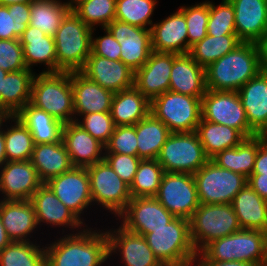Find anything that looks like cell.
<instances>
[{
  "label": "cell",
  "mask_w": 267,
  "mask_h": 266,
  "mask_svg": "<svg viewBox=\"0 0 267 266\" xmlns=\"http://www.w3.org/2000/svg\"><path fill=\"white\" fill-rule=\"evenodd\" d=\"M30 202L35 210L39 226L46 223L47 225L49 224L48 226L51 225L52 228L53 226L55 228L56 226H64L63 228H70V231L76 230L78 232L82 231V228H85V226H88L57 198L46 183H43L35 191Z\"/></svg>",
  "instance_id": "21"
},
{
  "label": "cell",
  "mask_w": 267,
  "mask_h": 266,
  "mask_svg": "<svg viewBox=\"0 0 267 266\" xmlns=\"http://www.w3.org/2000/svg\"><path fill=\"white\" fill-rule=\"evenodd\" d=\"M262 70L259 44L242 42L205 68L206 88L213 91H238Z\"/></svg>",
  "instance_id": "2"
},
{
  "label": "cell",
  "mask_w": 267,
  "mask_h": 266,
  "mask_svg": "<svg viewBox=\"0 0 267 266\" xmlns=\"http://www.w3.org/2000/svg\"><path fill=\"white\" fill-rule=\"evenodd\" d=\"M197 266H262L261 264H253L250 262L240 261H194ZM197 263V264H196Z\"/></svg>",
  "instance_id": "55"
},
{
  "label": "cell",
  "mask_w": 267,
  "mask_h": 266,
  "mask_svg": "<svg viewBox=\"0 0 267 266\" xmlns=\"http://www.w3.org/2000/svg\"><path fill=\"white\" fill-rule=\"evenodd\" d=\"M200 204H231L247 184V177L217 166L209 160L195 174Z\"/></svg>",
  "instance_id": "10"
},
{
  "label": "cell",
  "mask_w": 267,
  "mask_h": 266,
  "mask_svg": "<svg viewBox=\"0 0 267 266\" xmlns=\"http://www.w3.org/2000/svg\"><path fill=\"white\" fill-rule=\"evenodd\" d=\"M62 142L73 167L87 168L104 160L105 146L76 121L63 125Z\"/></svg>",
  "instance_id": "22"
},
{
  "label": "cell",
  "mask_w": 267,
  "mask_h": 266,
  "mask_svg": "<svg viewBox=\"0 0 267 266\" xmlns=\"http://www.w3.org/2000/svg\"><path fill=\"white\" fill-rule=\"evenodd\" d=\"M135 125L116 126L105 145L104 153H118L138 156Z\"/></svg>",
  "instance_id": "49"
},
{
  "label": "cell",
  "mask_w": 267,
  "mask_h": 266,
  "mask_svg": "<svg viewBox=\"0 0 267 266\" xmlns=\"http://www.w3.org/2000/svg\"><path fill=\"white\" fill-rule=\"evenodd\" d=\"M121 225L133 233L145 236L151 229L165 227L176 217L155 197L131 198L127 208L117 217Z\"/></svg>",
  "instance_id": "15"
},
{
  "label": "cell",
  "mask_w": 267,
  "mask_h": 266,
  "mask_svg": "<svg viewBox=\"0 0 267 266\" xmlns=\"http://www.w3.org/2000/svg\"><path fill=\"white\" fill-rule=\"evenodd\" d=\"M177 55L153 51L145 64L135 72L134 87L150 102L169 91L173 60Z\"/></svg>",
  "instance_id": "18"
},
{
  "label": "cell",
  "mask_w": 267,
  "mask_h": 266,
  "mask_svg": "<svg viewBox=\"0 0 267 266\" xmlns=\"http://www.w3.org/2000/svg\"><path fill=\"white\" fill-rule=\"evenodd\" d=\"M234 7L236 35L259 44L267 32V0H229Z\"/></svg>",
  "instance_id": "23"
},
{
  "label": "cell",
  "mask_w": 267,
  "mask_h": 266,
  "mask_svg": "<svg viewBox=\"0 0 267 266\" xmlns=\"http://www.w3.org/2000/svg\"><path fill=\"white\" fill-rule=\"evenodd\" d=\"M0 217V252L11 243Z\"/></svg>",
  "instance_id": "57"
},
{
  "label": "cell",
  "mask_w": 267,
  "mask_h": 266,
  "mask_svg": "<svg viewBox=\"0 0 267 266\" xmlns=\"http://www.w3.org/2000/svg\"><path fill=\"white\" fill-rule=\"evenodd\" d=\"M265 233L256 229H240L207 244L197 253L195 261H240L261 264Z\"/></svg>",
  "instance_id": "6"
},
{
  "label": "cell",
  "mask_w": 267,
  "mask_h": 266,
  "mask_svg": "<svg viewBox=\"0 0 267 266\" xmlns=\"http://www.w3.org/2000/svg\"><path fill=\"white\" fill-rule=\"evenodd\" d=\"M138 157L141 160L157 159L162 146L171 134L169 128L149 113L135 124Z\"/></svg>",
  "instance_id": "37"
},
{
  "label": "cell",
  "mask_w": 267,
  "mask_h": 266,
  "mask_svg": "<svg viewBox=\"0 0 267 266\" xmlns=\"http://www.w3.org/2000/svg\"><path fill=\"white\" fill-rule=\"evenodd\" d=\"M189 227L197 253L213 240L241 229L231 204H200L189 219Z\"/></svg>",
  "instance_id": "7"
},
{
  "label": "cell",
  "mask_w": 267,
  "mask_h": 266,
  "mask_svg": "<svg viewBox=\"0 0 267 266\" xmlns=\"http://www.w3.org/2000/svg\"><path fill=\"white\" fill-rule=\"evenodd\" d=\"M110 113L115 126L135 125L150 113V101L131 87L114 93Z\"/></svg>",
  "instance_id": "33"
},
{
  "label": "cell",
  "mask_w": 267,
  "mask_h": 266,
  "mask_svg": "<svg viewBox=\"0 0 267 266\" xmlns=\"http://www.w3.org/2000/svg\"><path fill=\"white\" fill-rule=\"evenodd\" d=\"M102 30L106 33L104 36L96 38L92 36L90 55H98L111 60H120L121 45L107 28H102Z\"/></svg>",
  "instance_id": "52"
},
{
  "label": "cell",
  "mask_w": 267,
  "mask_h": 266,
  "mask_svg": "<svg viewBox=\"0 0 267 266\" xmlns=\"http://www.w3.org/2000/svg\"><path fill=\"white\" fill-rule=\"evenodd\" d=\"M179 10L185 15L188 32V53L193 45L207 35L209 20V1L196 3L191 6H180Z\"/></svg>",
  "instance_id": "46"
},
{
  "label": "cell",
  "mask_w": 267,
  "mask_h": 266,
  "mask_svg": "<svg viewBox=\"0 0 267 266\" xmlns=\"http://www.w3.org/2000/svg\"><path fill=\"white\" fill-rule=\"evenodd\" d=\"M69 11L70 9L61 0H34L30 3L29 25L54 37Z\"/></svg>",
  "instance_id": "39"
},
{
  "label": "cell",
  "mask_w": 267,
  "mask_h": 266,
  "mask_svg": "<svg viewBox=\"0 0 267 266\" xmlns=\"http://www.w3.org/2000/svg\"><path fill=\"white\" fill-rule=\"evenodd\" d=\"M187 266H197V265H195V263H193V264H190V265H187Z\"/></svg>",
  "instance_id": "64"
},
{
  "label": "cell",
  "mask_w": 267,
  "mask_h": 266,
  "mask_svg": "<svg viewBox=\"0 0 267 266\" xmlns=\"http://www.w3.org/2000/svg\"><path fill=\"white\" fill-rule=\"evenodd\" d=\"M242 41L236 34L206 35L190 49L189 54L204 69L239 46Z\"/></svg>",
  "instance_id": "38"
},
{
  "label": "cell",
  "mask_w": 267,
  "mask_h": 266,
  "mask_svg": "<svg viewBox=\"0 0 267 266\" xmlns=\"http://www.w3.org/2000/svg\"><path fill=\"white\" fill-rule=\"evenodd\" d=\"M248 185L267 201V175L251 174L247 178Z\"/></svg>",
  "instance_id": "54"
},
{
  "label": "cell",
  "mask_w": 267,
  "mask_h": 266,
  "mask_svg": "<svg viewBox=\"0 0 267 266\" xmlns=\"http://www.w3.org/2000/svg\"><path fill=\"white\" fill-rule=\"evenodd\" d=\"M31 69L7 72L1 92V108L10 116L16 115L31 99L34 75Z\"/></svg>",
  "instance_id": "34"
},
{
  "label": "cell",
  "mask_w": 267,
  "mask_h": 266,
  "mask_svg": "<svg viewBox=\"0 0 267 266\" xmlns=\"http://www.w3.org/2000/svg\"><path fill=\"white\" fill-rule=\"evenodd\" d=\"M43 183L31 161H7L0 169V200H30Z\"/></svg>",
  "instance_id": "19"
},
{
  "label": "cell",
  "mask_w": 267,
  "mask_h": 266,
  "mask_svg": "<svg viewBox=\"0 0 267 266\" xmlns=\"http://www.w3.org/2000/svg\"><path fill=\"white\" fill-rule=\"evenodd\" d=\"M249 126L258 134L267 136V72L262 70L239 90Z\"/></svg>",
  "instance_id": "25"
},
{
  "label": "cell",
  "mask_w": 267,
  "mask_h": 266,
  "mask_svg": "<svg viewBox=\"0 0 267 266\" xmlns=\"http://www.w3.org/2000/svg\"><path fill=\"white\" fill-rule=\"evenodd\" d=\"M80 72L114 93L134 87L135 72L121 60L89 55Z\"/></svg>",
  "instance_id": "20"
},
{
  "label": "cell",
  "mask_w": 267,
  "mask_h": 266,
  "mask_svg": "<svg viewBox=\"0 0 267 266\" xmlns=\"http://www.w3.org/2000/svg\"><path fill=\"white\" fill-rule=\"evenodd\" d=\"M19 40L23 47L27 69L32 70L34 65L43 64L47 68L42 72H61L57 68L55 40L53 36L46 35L41 29L28 25Z\"/></svg>",
  "instance_id": "29"
},
{
  "label": "cell",
  "mask_w": 267,
  "mask_h": 266,
  "mask_svg": "<svg viewBox=\"0 0 267 266\" xmlns=\"http://www.w3.org/2000/svg\"><path fill=\"white\" fill-rule=\"evenodd\" d=\"M202 119L239 130L246 138L258 135L246 118L238 91L207 90L201 98Z\"/></svg>",
  "instance_id": "12"
},
{
  "label": "cell",
  "mask_w": 267,
  "mask_h": 266,
  "mask_svg": "<svg viewBox=\"0 0 267 266\" xmlns=\"http://www.w3.org/2000/svg\"><path fill=\"white\" fill-rule=\"evenodd\" d=\"M252 174L267 175V136L259 135V148Z\"/></svg>",
  "instance_id": "53"
},
{
  "label": "cell",
  "mask_w": 267,
  "mask_h": 266,
  "mask_svg": "<svg viewBox=\"0 0 267 266\" xmlns=\"http://www.w3.org/2000/svg\"><path fill=\"white\" fill-rule=\"evenodd\" d=\"M169 91L195 97L206 93L205 69L189 53L178 54L173 60Z\"/></svg>",
  "instance_id": "28"
},
{
  "label": "cell",
  "mask_w": 267,
  "mask_h": 266,
  "mask_svg": "<svg viewBox=\"0 0 267 266\" xmlns=\"http://www.w3.org/2000/svg\"><path fill=\"white\" fill-rule=\"evenodd\" d=\"M11 126L4 129L7 161H28L34 149V141L28 128L14 115L10 116Z\"/></svg>",
  "instance_id": "40"
},
{
  "label": "cell",
  "mask_w": 267,
  "mask_h": 266,
  "mask_svg": "<svg viewBox=\"0 0 267 266\" xmlns=\"http://www.w3.org/2000/svg\"><path fill=\"white\" fill-rule=\"evenodd\" d=\"M0 68L6 72L27 69L19 39H0Z\"/></svg>",
  "instance_id": "50"
},
{
  "label": "cell",
  "mask_w": 267,
  "mask_h": 266,
  "mask_svg": "<svg viewBox=\"0 0 267 266\" xmlns=\"http://www.w3.org/2000/svg\"><path fill=\"white\" fill-rule=\"evenodd\" d=\"M231 205L241 229L267 232V201L248 183L236 194Z\"/></svg>",
  "instance_id": "31"
},
{
  "label": "cell",
  "mask_w": 267,
  "mask_h": 266,
  "mask_svg": "<svg viewBox=\"0 0 267 266\" xmlns=\"http://www.w3.org/2000/svg\"><path fill=\"white\" fill-rule=\"evenodd\" d=\"M106 234L109 257L119 252L123 266H163L143 235L128 231L121 224L117 229H106Z\"/></svg>",
  "instance_id": "17"
},
{
  "label": "cell",
  "mask_w": 267,
  "mask_h": 266,
  "mask_svg": "<svg viewBox=\"0 0 267 266\" xmlns=\"http://www.w3.org/2000/svg\"><path fill=\"white\" fill-rule=\"evenodd\" d=\"M195 132L209 159L227 148L236 147L246 138L237 129L212 123L202 118Z\"/></svg>",
  "instance_id": "36"
},
{
  "label": "cell",
  "mask_w": 267,
  "mask_h": 266,
  "mask_svg": "<svg viewBox=\"0 0 267 266\" xmlns=\"http://www.w3.org/2000/svg\"><path fill=\"white\" fill-rule=\"evenodd\" d=\"M30 161L42 183L73 167L62 139L56 143L35 144Z\"/></svg>",
  "instance_id": "30"
},
{
  "label": "cell",
  "mask_w": 267,
  "mask_h": 266,
  "mask_svg": "<svg viewBox=\"0 0 267 266\" xmlns=\"http://www.w3.org/2000/svg\"><path fill=\"white\" fill-rule=\"evenodd\" d=\"M152 50L158 53H188L185 15L178 9L151 27Z\"/></svg>",
  "instance_id": "26"
},
{
  "label": "cell",
  "mask_w": 267,
  "mask_h": 266,
  "mask_svg": "<svg viewBox=\"0 0 267 266\" xmlns=\"http://www.w3.org/2000/svg\"><path fill=\"white\" fill-rule=\"evenodd\" d=\"M46 184L57 198L85 223L81 214L93 205L87 168L72 167Z\"/></svg>",
  "instance_id": "14"
},
{
  "label": "cell",
  "mask_w": 267,
  "mask_h": 266,
  "mask_svg": "<svg viewBox=\"0 0 267 266\" xmlns=\"http://www.w3.org/2000/svg\"><path fill=\"white\" fill-rule=\"evenodd\" d=\"M0 266H46L45 247L36 241L11 242L0 252Z\"/></svg>",
  "instance_id": "41"
},
{
  "label": "cell",
  "mask_w": 267,
  "mask_h": 266,
  "mask_svg": "<svg viewBox=\"0 0 267 266\" xmlns=\"http://www.w3.org/2000/svg\"><path fill=\"white\" fill-rule=\"evenodd\" d=\"M144 237L163 266H187L195 261L197 252L191 242L188 219L176 217Z\"/></svg>",
  "instance_id": "4"
},
{
  "label": "cell",
  "mask_w": 267,
  "mask_h": 266,
  "mask_svg": "<svg viewBox=\"0 0 267 266\" xmlns=\"http://www.w3.org/2000/svg\"><path fill=\"white\" fill-rule=\"evenodd\" d=\"M0 217L12 242H31L30 235L39 227L30 200H0Z\"/></svg>",
  "instance_id": "27"
},
{
  "label": "cell",
  "mask_w": 267,
  "mask_h": 266,
  "mask_svg": "<svg viewBox=\"0 0 267 266\" xmlns=\"http://www.w3.org/2000/svg\"><path fill=\"white\" fill-rule=\"evenodd\" d=\"M107 28L121 45L120 60L136 72L153 52L151 30L113 20Z\"/></svg>",
  "instance_id": "16"
},
{
  "label": "cell",
  "mask_w": 267,
  "mask_h": 266,
  "mask_svg": "<svg viewBox=\"0 0 267 266\" xmlns=\"http://www.w3.org/2000/svg\"><path fill=\"white\" fill-rule=\"evenodd\" d=\"M87 0H69L67 2H64L67 7L70 9V11H73L79 4Z\"/></svg>",
  "instance_id": "61"
},
{
  "label": "cell",
  "mask_w": 267,
  "mask_h": 266,
  "mask_svg": "<svg viewBox=\"0 0 267 266\" xmlns=\"http://www.w3.org/2000/svg\"><path fill=\"white\" fill-rule=\"evenodd\" d=\"M259 135L245 138L239 145L217 153L210 160L217 166L249 177L254 169Z\"/></svg>",
  "instance_id": "35"
},
{
  "label": "cell",
  "mask_w": 267,
  "mask_h": 266,
  "mask_svg": "<svg viewBox=\"0 0 267 266\" xmlns=\"http://www.w3.org/2000/svg\"><path fill=\"white\" fill-rule=\"evenodd\" d=\"M91 29L73 12L69 11L54 36L57 68L60 71H80L91 54Z\"/></svg>",
  "instance_id": "5"
},
{
  "label": "cell",
  "mask_w": 267,
  "mask_h": 266,
  "mask_svg": "<svg viewBox=\"0 0 267 266\" xmlns=\"http://www.w3.org/2000/svg\"><path fill=\"white\" fill-rule=\"evenodd\" d=\"M71 86L75 120L77 116L111 111L114 92L88 79L80 71H71Z\"/></svg>",
  "instance_id": "24"
},
{
  "label": "cell",
  "mask_w": 267,
  "mask_h": 266,
  "mask_svg": "<svg viewBox=\"0 0 267 266\" xmlns=\"http://www.w3.org/2000/svg\"><path fill=\"white\" fill-rule=\"evenodd\" d=\"M45 250L46 266H102L110 260L106 229L99 231L89 226L80 232L64 234L46 244Z\"/></svg>",
  "instance_id": "1"
},
{
  "label": "cell",
  "mask_w": 267,
  "mask_h": 266,
  "mask_svg": "<svg viewBox=\"0 0 267 266\" xmlns=\"http://www.w3.org/2000/svg\"><path fill=\"white\" fill-rule=\"evenodd\" d=\"M228 34H236L233 5L229 0H222L218 6L209 1L207 35L216 37Z\"/></svg>",
  "instance_id": "47"
},
{
  "label": "cell",
  "mask_w": 267,
  "mask_h": 266,
  "mask_svg": "<svg viewBox=\"0 0 267 266\" xmlns=\"http://www.w3.org/2000/svg\"><path fill=\"white\" fill-rule=\"evenodd\" d=\"M15 116L31 132L34 144L56 143L62 139L64 124L30 102Z\"/></svg>",
  "instance_id": "32"
},
{
  "label": "cell",
  "mask_w": 267,
  "mask_h": 266,
  "mask_svg": "<svg viewBox=\"0 0 267 266\" xmlns=\"http://www.w3.org/2000/svg\"><path fill=\"white\" fill-rule=\"evenodd\" d=\"M87 172L93 205L96 203L114 214L115 217H119L132 198L130 186L116 174L105 160L87 167Z\"/></svg>",
  "instance_id": "11"
},
{
  "label": "cell",
  "mask_w": 267,
  "mask_h": 266,
  "mask_svg": "<svg viewBox=\"0 0 267 266\" xmlns=\"http://www.w3.org/2000/svg\"><path fill=\"white\" fill-rule=\"evenodd\" d=\"M201 98L167 91L150 102V113L171 133L193 132L202 118Z\"/></svg>",
  "instance_id": "8"
},
{
  "label": "cell",
  "mask_w": 267,
  "mask_h": 266,
  "mask_svg": "<svg viewBox=\"0 0 267 266\" xmlns=\"http://www.w3.org/2000/svg\"><path fill=\"white\" fill-rule=\"evenodd\" d=\"M34 0H0V5L9 6L16 3H31Z\"/></svg>",
  "instance_id": "60"
},
{
  "label": "cell",
  "mask_w": 267,
  "mask_h": 266,
  "mask_svg": "<svg viewBox=\"0 0 267 266\" xmlns=\"http://www.w3.org/2000/svg\"><path fill=\"white\" fill-rule=\"evenodd\" d=\"M6 121H7V123L8 122L10 123V115L5 110L0 108V130L3 127V123L6 124Z\"/></svg>",
  "instance_id": "59"
},
{
  "label": "cell",
  "mask_w": 267,
  "mask_h": 266,
  "mask_svg": "<svg viewBox=\"0 0 267 266\" xmlns=\"http://www.w3.org/2000/svg\"><path fill=\"white\" fill-rule=\"evenodd\" d=\"M30 103L44 110L63 124L74 122L71 72H41L35 74Z\"/></svg>",
  "instance_id": "3"
},
{
  "label": "cell",
  "mask_w": 267,
  "mask_h": 266,
  "mask_svg": "<svg viewBox=\"0 0 267 266\" xmlns=\"http://www.w3.org/2000/svg\"><path fill=\"white\" fill-rule=\"evenodd\" d=\"M6 74L7 72L0 68V108H1V92L3 90L4 77L6 76Z\"/></svg>",
  "instance_id": "62"
},
{
  "label": "cell",
  "mask_w": 267,
  "mask_h": 266,
  "mask_svg": "<svg viewBox=\"0 0 267 266\" xmlns=\"http://www.w3.org/2000/svg\"><path fill=\"white\" fill-rule=\"evenodd\" d=\"M30 22V3L0 5V39H19Z\"/></svg>",
  "instance_id": "44"
},
{
  "label": "cell",
  "mask_w": 267,
  "mask_h": 266,
  "mask_svg": "<svg viewBox=\"0 0 267 266\" xmlns=\"http://www.w3.org/2000/svg\"><path fill=\"white\" fill-rule=\"evenodd\" d=\"M7 162L5 152L4 127L0 130V169Z\"/></svg>",
  "instance_id": "58"
},
{
  "label": "cell",
  "mask_w": 267,
  "mask_h": 266,
  "mask_svg": "<svg viewBox=\"0 0 267 266\" xmlns=\"http://www.w3.org/2000/svg\"><path fill=\"white\" fill-rule=\"evenodd\" d=\"M157 3V0H117L115 19L151 30L153 25L151 16Z\"/></svg>",
  "instance_id": "43"
},
{
  "label": "cell",
  "mask_w": 267,
  "mask_h": 266,
  "mask_svg": "<svg viewBox=\"0 0 267 266\" xmlns=\"http://www.w3.org/2000/svg\"><path fill=\"white\" fill-rule=\"evenodd\" d=\"M165 171L157 159L141 160L133 183L130 185L132 198L155 197Z\"/></svg>",
  "instance_id": "42"
},
{
  "label": "cell",
  "mask_w": 267,
  "mask_h": 266,
  "mask_svg": "<svg viewBox=\"0 0 267 266\" xmlns=\"http://www.w3.org/2000/svg\"><path fill=\"white\" fill-rule=\"evenodd\" d=\"M104 160L111 166L116 174L127 184L133 183L141 159L118 153H104Z\"/></svg>",
  "instance_id": "51"
},
{
  "label": "cell",
  "mask_w": 267,
  "mask_h": 266,
  "mask_svg": "<svg viewBox=\"0 0 267 266\" xmlns=\"http://www.w3.org/2000/svg\"><path fill=\"white\" fill-rule=\"evenodd\" d=\"M80 120L82 121L80 122ZM75 121L104 146L108 143L116 127L110 112L81 115L80 119Z\"/></svg>",
  "instance_id": "48"
},
{
  "label": "cell",
  "mask_w": 267,
  "mask_h": 266,
  "mask_svg": "<svg viewBox=\"0 0 267 266\" xmlns=\"http://www.w3.org/2000/svg\"><path fill=\"white\" fill-rule=\"evenodd\" d=\"M117 0H87L79 4L73 12L91 29L101 25L105 28L115 20Z\"/></svg>",
  "instance_id": "45"
},
{
  "label": "cell",
  "mask_w": 267,
  "mask_h": 266,
  "mask_svg": "<svg viewBox=\"0 0 267 266\" xmlns=\"http://www.w3.org/2000/svg\"><path fill=\"white\" fill-rule=\"evenodd\" d=\"M259 46L261 49L262 69L267 72V32Z\"/></svg>",
  "instance_id": "56"
},
{
  "label": "cell",
  "mask_w": 267,
  "mask_h": 266,
  "mask_svg": "<svg viewBox=\"0 0 267 266\" xmlns=\"http://www.w3.org/2000/svg\"><path fill=\"white\" fill-rule=\"evenodd\" d=\"M155 198L175 217L190 219L200 205L194 175L165 172Z\"/></svg>",
  "instance_id": "13"
},
{
  "label": "cell",
  "mask_w": 267,
  "mask_h": 266,
  "mask_svg": "<svg viewBox=\"0 0 267 266\" xmlns=\"http://www.w3.org/2000/svg\"><path fill=\"white\" fill-rule=\"evenodd\" d=\"M262 266H267V232L265 233V241H264V255L261 263Z\"/></svg>",
  "instance_id": "63"
},
{
  "label": "cell",
  "mask_w": 267,
  "mask_h": 266,
  "mask_svg": "<svg viewBox=\"0 0 267 266\" xmlns=\"http://www.w3.org/2000/svg\"><path fill=\"white\" fill-rule=\"evenodd\" d=\"M165 172L194 175L210 159L195 131L171 133L157 157Z\"/></svg>",
  "instance_id": "9"
}]
</instances>
